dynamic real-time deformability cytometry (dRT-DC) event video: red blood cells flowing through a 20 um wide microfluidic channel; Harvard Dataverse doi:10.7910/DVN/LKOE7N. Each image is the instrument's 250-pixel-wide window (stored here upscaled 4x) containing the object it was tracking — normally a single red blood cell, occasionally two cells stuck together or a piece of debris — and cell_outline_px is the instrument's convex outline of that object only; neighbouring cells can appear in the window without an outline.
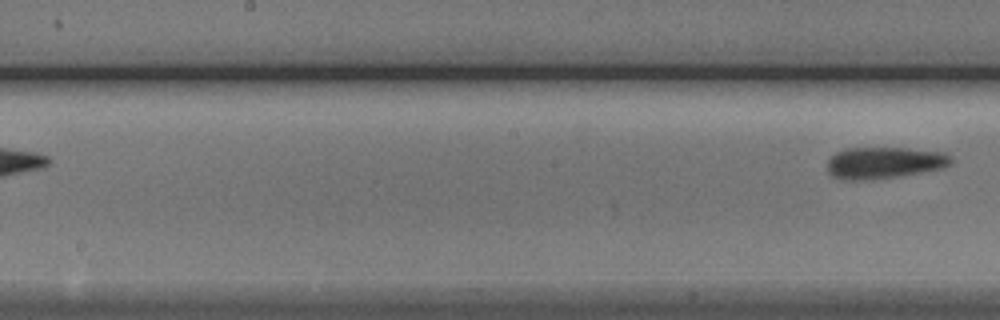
{"species": "Egyptian fruit bat (a non-hibernating species)", "species_latin": "Rousettus aegyptiacus", "temperature_condition": "cold", "stored_images_in_passage": 9, "segment_of_instrument_passage": [2, 2], "camera_frame_rate_fps": 3000, "um_per_image_px": 0.085, "animal": {"sex": "male"}, "frame": {"image": 1, "passage_image": 9, "time_ms": 10.333, "image_size_px": [1000, 320], "cell_outline_px": [[952, 164], [940, 168], [920, 172], [896, 176], [860, 180], [852, 180], [832, 176], [828, 172], [828, 160], [836, 152], [844, 148], [908, 148], [944, 152], [952, 156]], "centroid_in_image_um": [75.17, 13.81], "position_along_channel_um": 173.0, "area_um2": 22.54}}